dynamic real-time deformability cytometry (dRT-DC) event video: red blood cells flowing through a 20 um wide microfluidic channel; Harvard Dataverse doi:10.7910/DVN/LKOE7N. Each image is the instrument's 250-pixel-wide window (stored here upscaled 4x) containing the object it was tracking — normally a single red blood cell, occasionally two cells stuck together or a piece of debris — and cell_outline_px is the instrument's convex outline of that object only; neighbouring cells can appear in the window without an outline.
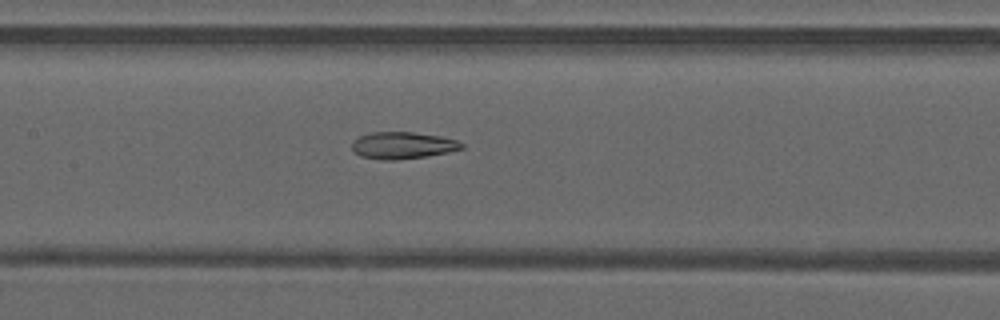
{"species": "common noctule bat (a hibernating species)", "species_latin": "Nyctalus noctula", "temperature_condition": "warm", "stored_images_in_passage": 42, "camera_frame_rate_fps": 3000, "um_per_image_px": 0.085, "animal": {"sex": "male", "forearm_length_mm": 52.5}, "frame": {"image": 1, "passage_image": 17, "time_ms": 5.333, "image_size_px": [1000, 320], "cell_outline_px": [[464, 148], [448, 152], [428, 156], [396, 160], [384, 160], [360, 156], [352, 152], [352, 140], [360, 136], [372, 132], [412, 132], [440, 136], [456, 140], [464, 144]], "centroid_in_image_um": [34.2, 12.36], "position_along_channel_um": 173.2, "area_um2": 17.28}}
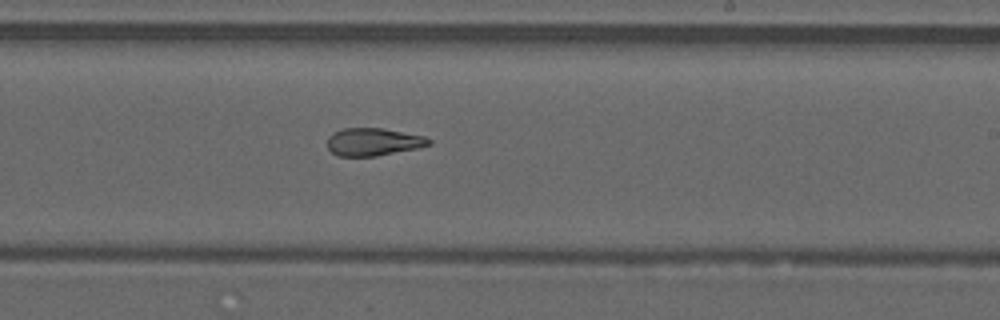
{"frame": {"image": 2, "passage_image": 23, "time_ms": 7.333, "image_size_px": [1000, 320], "cell_outline_px": [[432, 144], [416, 148], [376, 156], [336, 156], [328, 148], [328, 136], [332, 132], [344, 128], [384, 128], [424, 136], [432, 140]], "centroid_in_image_um": [31.71, 12.05], "position_along_channel_um": 257.3, "area_um2": 16.42}}
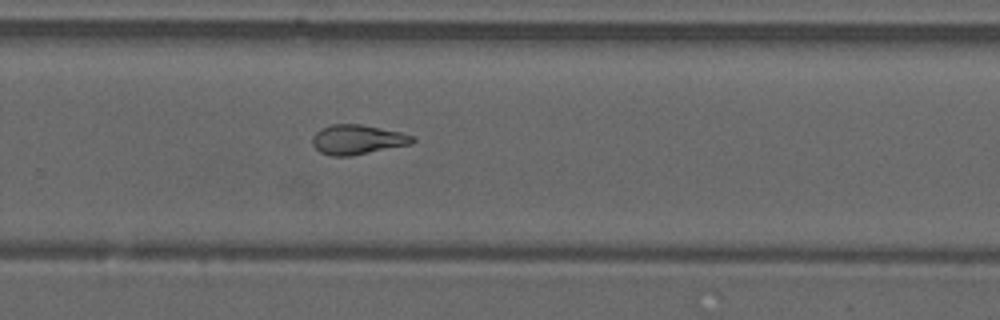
{"frame": {"image": 3, "passage_image": 26, "time_ms": 8.333, "image_size_px": [1000, 320], "cell_outline_px": [[416, 140], [412, 144], [352, 156], [332, 156], [320, 152], [312, 144], [312, 136], [316, 132], [332, 124], [360, 124], [400, 132], [416, 136]], "centroid_in_image_um": [30.41, 11.87], "position_along_channel_um": 299.4, "area_um2": 17.34}, "authors_computed_cell_mechanics": {"area_um2": 18.1781, "velocity_mm_per_s": 4.2344, "shape_relaxation_time_tau1_ms": null, "shape_relaxation_time_tau2_ms": 2.6238, "deformation_change_tau1": null, "deformation_change_tau2": 0.1072}}